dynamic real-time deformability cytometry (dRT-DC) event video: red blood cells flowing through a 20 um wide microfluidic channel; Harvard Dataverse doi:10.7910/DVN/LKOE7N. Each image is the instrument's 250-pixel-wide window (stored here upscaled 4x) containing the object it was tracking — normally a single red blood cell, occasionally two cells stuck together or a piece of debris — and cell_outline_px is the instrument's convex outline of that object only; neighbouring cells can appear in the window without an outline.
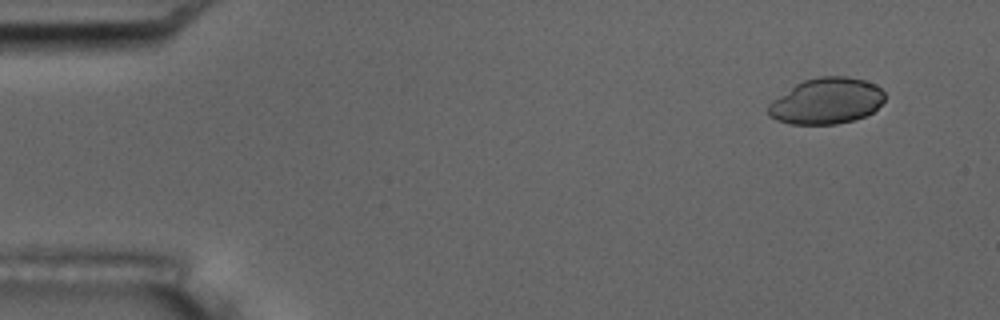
{"species": "common noctule bat (a hibernating species)", "species_latin": "Nyctalus noctula", "temperature_condition": "room temperature", "stored_images_in_passage": 16, "camera_frame_rate_fps": 3000, "um_per_image_px": 0.085, "animal": {"sex": "male", "body_mass_g": 17.5, "forearm_length_mm": 52.3}, "frame": {"image": 1, "passage_image": 1, "time_ms": 0.0, "image_size_px": [1000, 320], "cell_outline_px": [[884, 100], [872, 112], [864, 116], [852, 120], [836, 124], [792, 124], [776, 120], [768, 116], [768, 104], [772, 100], [796, 84], [804, 80], [820, 76], [848, 76], [864, 80], [876, 84], [884, 92]], "centroid_in_image_um": [70.24, 8.58], "position_along_channel_um": 14.8, "area_um2": 31.21}}